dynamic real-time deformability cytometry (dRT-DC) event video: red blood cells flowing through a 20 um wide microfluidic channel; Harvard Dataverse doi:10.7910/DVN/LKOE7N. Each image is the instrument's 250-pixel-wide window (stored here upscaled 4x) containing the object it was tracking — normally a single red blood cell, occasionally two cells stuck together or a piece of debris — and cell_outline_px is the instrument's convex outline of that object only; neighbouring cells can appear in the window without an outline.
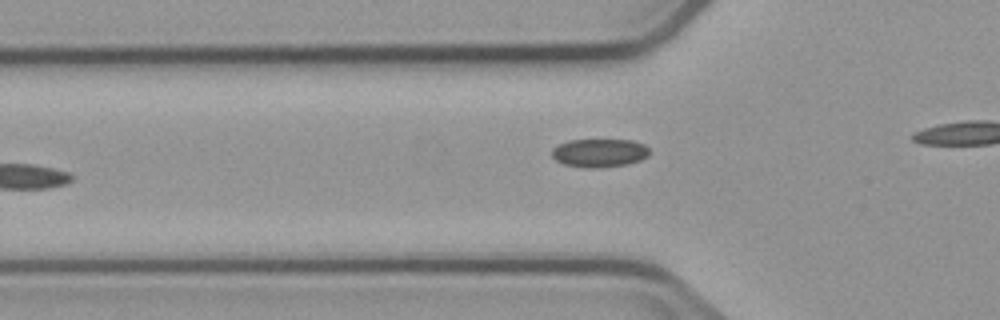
{"species": "common noctule bat (a hibernating species)", "species_latin": "Nyctalus noctula", "temperature_condition": "cold", "stored_images_in_passage": 8, "camera_frame_rate_fps": 3000, "um_per_image_px": 0.085, "animal": {"sex": "male", "body_mass_g": 23.1, "forearm_length_mm": 52.7}, "frame": {"image": 1, "passage_image": 7, "time_ms": 7.0, "image_size_px": [1000, 320], "cell_outline_px": [[652, 152], [648, 156], [640, 160], [628, 164], [596, 168], [584, 168], [564, 164], [556, 160], [552, 156], [552, 148], [568, 140], [632, 140], [644, 144]], "centroid_in_image_um": [50.97, 13.0], "position_along_channel_um": 74.8, "area_um2": 16.24}}